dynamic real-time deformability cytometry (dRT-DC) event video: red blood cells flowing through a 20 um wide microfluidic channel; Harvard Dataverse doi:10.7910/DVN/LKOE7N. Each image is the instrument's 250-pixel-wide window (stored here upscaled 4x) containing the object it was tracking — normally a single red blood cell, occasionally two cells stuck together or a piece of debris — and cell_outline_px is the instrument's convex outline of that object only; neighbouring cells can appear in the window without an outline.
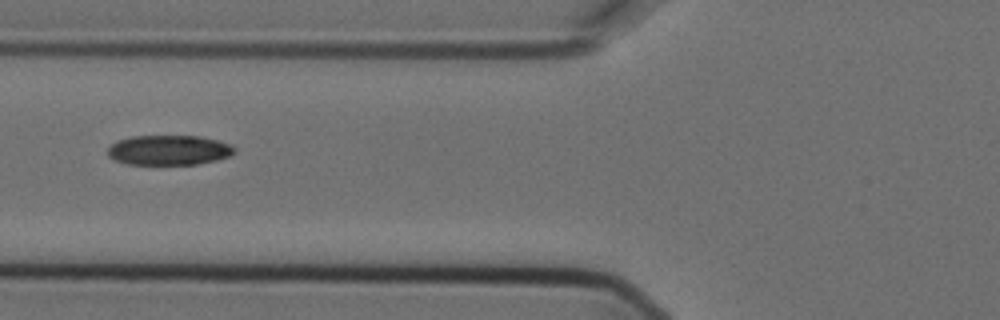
{"species": "Egyptian fruit bat (a non-hibernating species)", "species_latin": "Rousettus aegyptiacus", "temperature_condition": "cold", "stored_images_in_passage": 6, "camera_frame_rate_fps": 3000, "um_per_image_px": 0.085, "animal": {"sex": "female"}, "frame": {"image": 1, "passage_image": 6, "time_ms": 1.667, "image_size_px": [1000, 320], "cell_outline_px": [[236, 152], [228, 156], [216, 160], [196, 164], [128, 164], [116, 160], [108, 156], [108, 148], [116, 140], [132, 136], [200, 136], [232, 144], [236, 148]], "centroid_in_image_um": [14.37, 12.75], "position_along_channel_um": 111.4, "area_um2": 22.08}}